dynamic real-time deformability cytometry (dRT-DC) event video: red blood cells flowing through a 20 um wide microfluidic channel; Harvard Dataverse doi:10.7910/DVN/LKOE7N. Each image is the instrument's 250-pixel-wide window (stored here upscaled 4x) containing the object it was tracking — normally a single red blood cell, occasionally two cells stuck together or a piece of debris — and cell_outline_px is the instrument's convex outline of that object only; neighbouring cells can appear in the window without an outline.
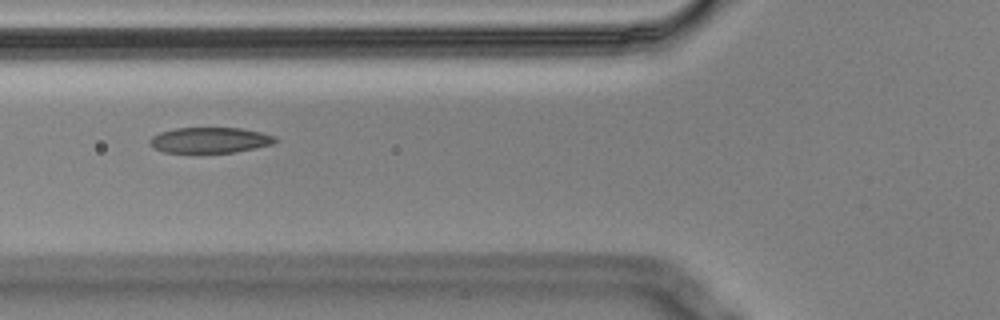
{"species": "Egyptian fruit bat (a non-hibernating species)", "species_latin": "Rousettus aegyptiacus", "temperature_condition": "cold", "stored_images_in_passage": 8, "camera_frame_rate_fps": 3000, "um_per_image_px": 0.085, "animal": {"sex": "male"}, "frame": {"image": 1, "passage_image": 3, "time_ms": 0.667, "image_size_px": [1000, 320], "cell_outline_px": [[280, 140], [272, 144], [256, 148], [236, 152], [196, 156], [164, 152], [156, 148], [148, 140], [152, 136], [160, 132], [176, 128], [240, 128], [260, 132], [276, 136]], "centroid_in_image_um": [17.84, 11.96], "position_along_channel_um": 108.0, "area_um2": 19.65}}
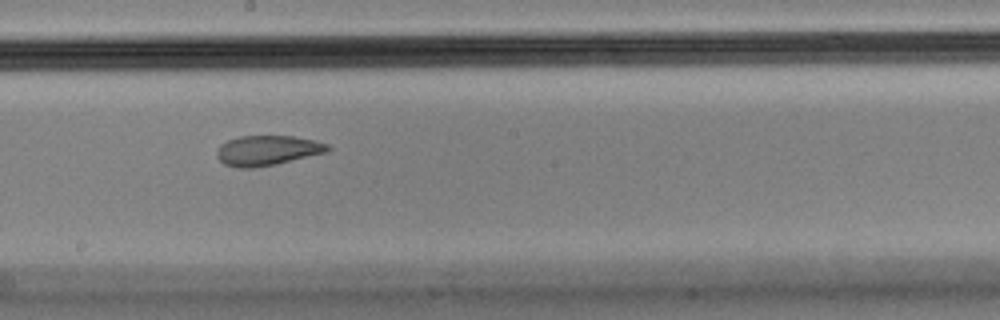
{"frame": {"image": 2, "passage_image": 6, "time_ms": 1.667, "image_size_px": [1000, 320], "cell_outline_px": [[332, 148], [328, 152], [276, 164], [252, 168], [240, 168], [224, 164], [216, 156], [216, 152], [220, 144], [228, 140], [240, 136], [292, 136], [316, 140], [328, 144]], "centroid_in_image_um": [22.74, 12.78], "position_along_channel_um": 225.5, "area_um2": 19.48}}
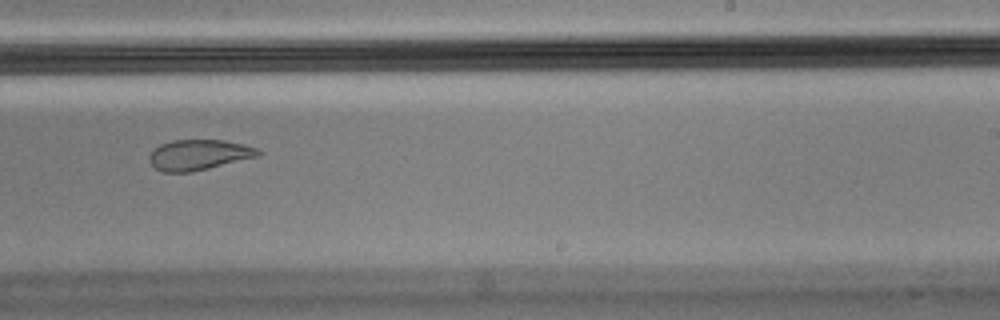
{"frame": {"image": 3, "passage_image": 7, "time_ms": 2.0, "image_size_px": [1000, 320], "cell_outline_px": [[260, 156], [192, 172], [164, 172], [156, 168], [148, 160], [148, 156], [160, 144], [172, 140], [224, 140], [244, 144], [256, 148], [260, 152]], "centroid_in_image_um": [16.9, 13.16], "position_along_channel_um": 272.1, "area_um2": 19.25}}